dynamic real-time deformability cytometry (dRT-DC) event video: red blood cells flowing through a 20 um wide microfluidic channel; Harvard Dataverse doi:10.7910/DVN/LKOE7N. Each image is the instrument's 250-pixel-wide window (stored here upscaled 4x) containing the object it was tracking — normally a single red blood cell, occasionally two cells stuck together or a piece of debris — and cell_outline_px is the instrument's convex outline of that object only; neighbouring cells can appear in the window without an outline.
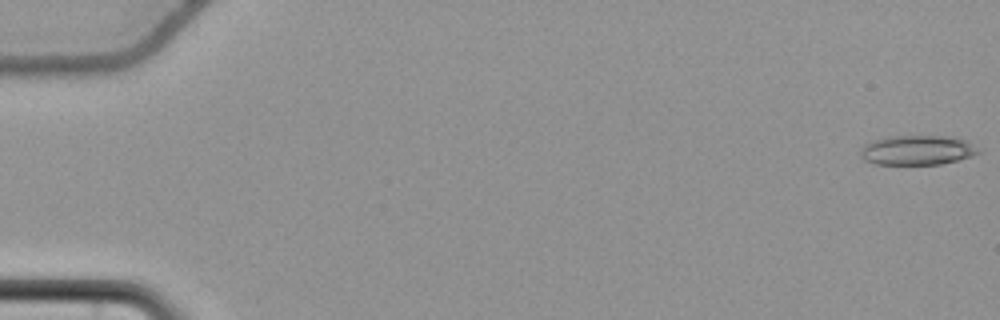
{"species": "common noctule bat (a hibernating species)", "species_latin": "Nyctalus noctula", "temperature_condition": "cold", "stored_images_in_passage": 57, "camera_frame_rate_fps": 3000, "um_per_image_px": 0.085, "animal": {"sex": "female", "body_mass_g": 22.7, "forearm_length_mm": 54.2}, "frame": {"image": 1, "passage_image": 1, "time_ms": 0.0, "image_size_px": [1000, 320], "cell_outline_px": [[980, 152], [972, 156], [940, 164], [876, 164], [864, 160], [860, 156], [860, 152], [864, 144], [872, 140], [888, 136], [948, 136], [968, 140]], "centroid_in_image_um": [77.94, 12.75], "position_along_channel_um": 7.1, "area_um2": 20.35}}
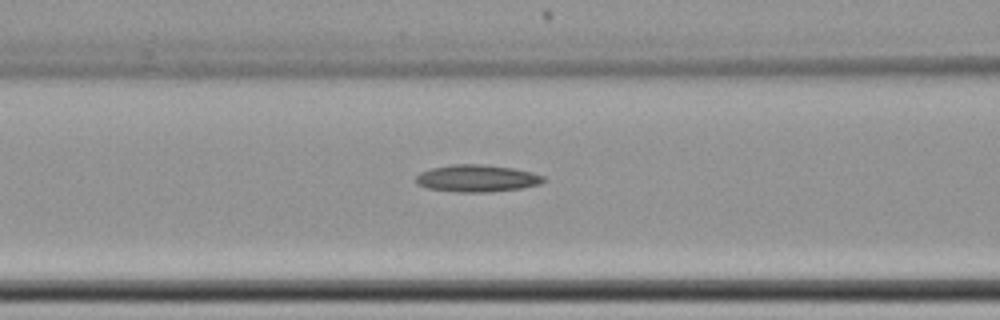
{"frame": {"image": 2, "passage_image": 25, "time_ms": 8.0, "image_size_px": [1000, 320], "cell_outline_px": [[544, 180], [540, 184], [520, 188], [488, 192], [456, 192], [428, 188], [416, 184], [416, 176], [420, 172], [432, 168], [452, 164], [480, 164], [512, 168], [532, 172], [544, 176]], "centroid_in_image_um": [40.51, 15.16], "position_along_channel_um": 126.1, "area_um2": 20.06}}
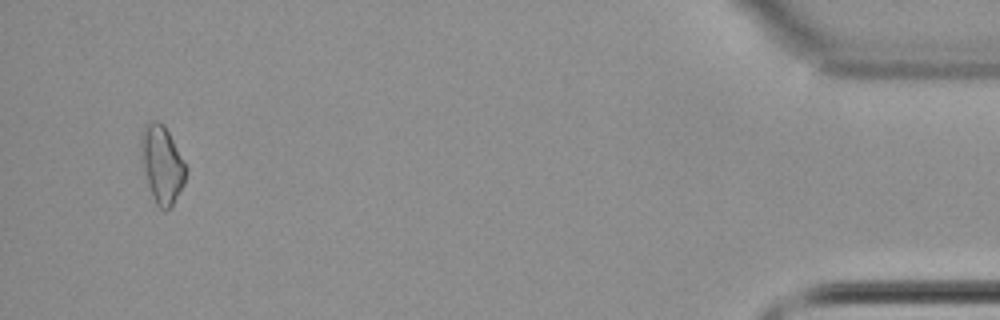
{"frame": {"image": 3, "passage_image": 55, "time_ms": 18.0, "image_size_px": [1000, 320], "cell_outline_px": [[188, 172], [184, 184], [172, 204], [164, 212], [156, 204], [152, 196], [140, 160], [140, 140], [144, 124], [152, 120], [160, 120], [164, 124], [184, 160], [188, 168]], "centroid_in_image_um": [13.76, 13.93], "position_along_channel_um": 421.4, "area_um2": 20.63}, "authors_computed_cell_mechanics": {"area_um2": 19.5364, "velocity_mm_per_s": 3.7262, "shape_relaxation_time_tau1_ms": 4.3114, "shape_relaxation_time_tau2_ms": null, "deformation_change_tau1": 0.0868, "deformation_change_tau2": null}}